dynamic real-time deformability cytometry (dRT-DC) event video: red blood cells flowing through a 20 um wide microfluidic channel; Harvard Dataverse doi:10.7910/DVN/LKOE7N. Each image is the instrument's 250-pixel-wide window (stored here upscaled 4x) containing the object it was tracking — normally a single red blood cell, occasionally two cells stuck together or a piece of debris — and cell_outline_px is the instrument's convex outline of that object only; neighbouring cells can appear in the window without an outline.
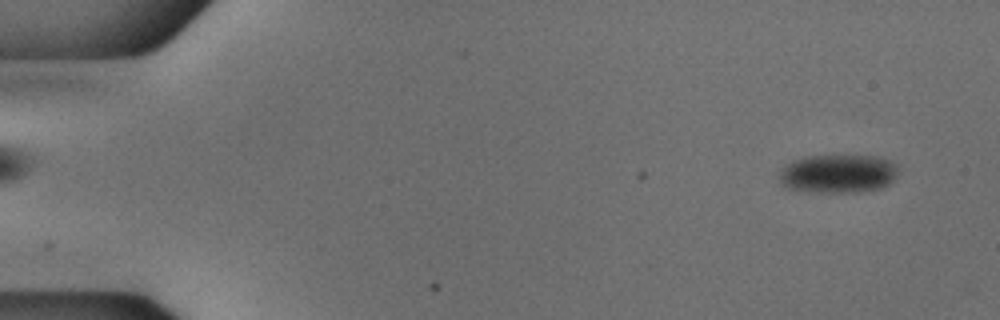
{"species": "common noctule bat (a hibernating species)", "species_latin": "Nyctalus noctula", "temperature_condition": "cold", "stored_images_in_passage": 49, "camera_frame_rate_fps": 3000, "um_per_image_px": 0.085, "animal": {"sex": "male", "body_mass_g": 18.8}, "frame": {"image": 1, "passage_image": 3, "time_ms": 0.667, "image_size_px": [1000, 320], "cell_outline_px": [[896, 176], [884, 188], [860, 192], [816, 192], [788, 188], [780, 184], [780, 172], [784, 164], [792, 160], [804, 156], [876, 156], [888, 160], [896, 164]], "centroid_in_image_um": [71.21, 14.76], "position_along_channel_um": 13.8, "area_um2": 26.82}}
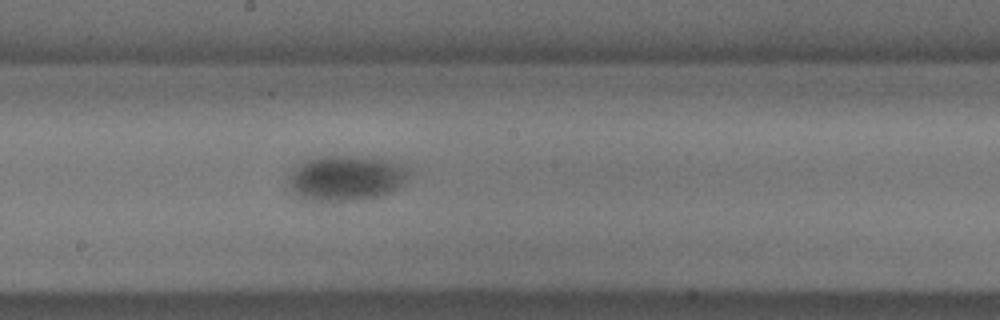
{"frame": {"image": 2, "passage_image": 29, "time_ms": 9.333, "image_size_px": [1000, 320], "cell_outline_px": [[412, 168], [408, 176], [396, 188], [388, 192], [376, 196], [352, 200], [316, 200], [304, 196], [296, 192], [288, 184], [292, 172], [296, 164], [304, 160], [320, 156], [372, 156], [392, 160], [404, 164]], "centroid_in_image_um": [29.49, 15.06], "position_along_channel_um": 218.7, "area_um2": 31.44}}
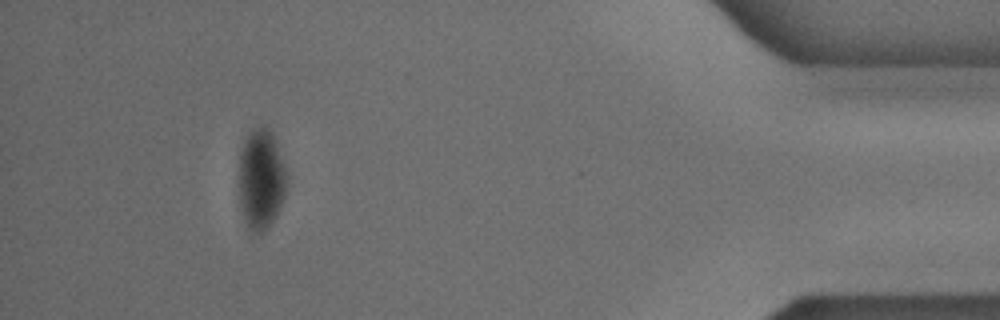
{"frame": {"image": 3, "passage_image": 49, "time_ms": 16.0, "image_size_px": [1000, 320], "cell_outline_px": [[288, 184], [284, 196], [272, 220], [260, 232], [256, 232], [248, 228], [244, 216], [240, 200], [240, 148], [248, 132], [252, 128], [264, 124], [272, 132], [276, 140], [288, 176]], "centroid_in_image_um": [22.21, 15.11], "position_along_channel_um": 413.0, "area_um2": 27.74}}